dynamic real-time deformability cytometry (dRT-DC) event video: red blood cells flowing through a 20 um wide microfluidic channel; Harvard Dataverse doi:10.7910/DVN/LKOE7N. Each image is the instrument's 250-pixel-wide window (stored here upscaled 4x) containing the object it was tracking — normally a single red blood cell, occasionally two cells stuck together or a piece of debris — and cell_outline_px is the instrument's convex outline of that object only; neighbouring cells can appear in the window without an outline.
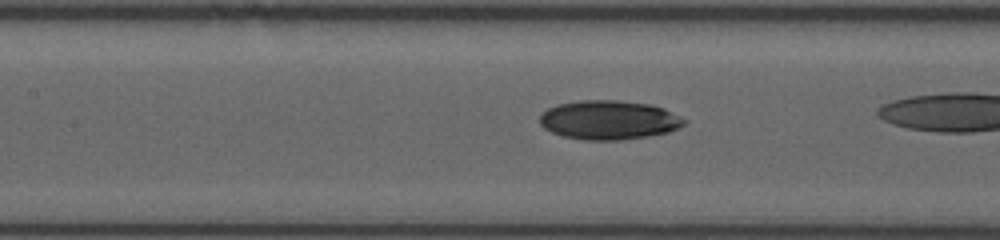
{"species": "human", "species_latin": "Homo sapiens", "temperature_condition": "room temperature", "stored_images_in_passage": 32, "camera_frame_rate_fps": 3000, "um_per_image_px": 0.085, "donor": {"sex": "female"}, "frame": {"image": 1, "passage_image": 14, "time_ms": 4.333, "image_size_px": [1000, 240], "cell_outline_px": [[688, 120], [680, 128], [668, 132], [648, 136], [620, 140], [584, 140], [564, 136], [552, 132], [544, 128], [540, 124], [540, 116], [548, 108], [556, 104], [580, 100], [616, 100], [648, 104], [664, 108]], "centroid_in_image_um": [51.77, 10.2], "position_along_channel_um": 155.6, "area_um2": 32.95}}